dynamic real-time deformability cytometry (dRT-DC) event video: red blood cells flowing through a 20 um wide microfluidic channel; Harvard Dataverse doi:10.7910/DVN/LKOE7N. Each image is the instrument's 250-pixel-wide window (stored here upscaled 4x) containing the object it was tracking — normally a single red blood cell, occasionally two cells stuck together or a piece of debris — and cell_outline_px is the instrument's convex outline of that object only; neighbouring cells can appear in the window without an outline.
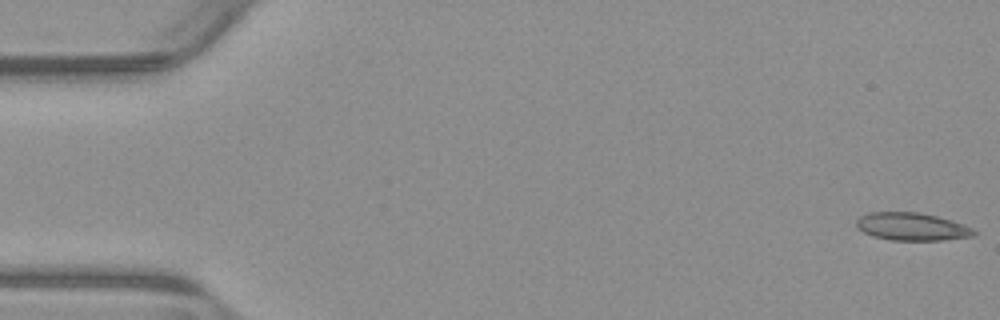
{"species": "common noctule bat (a hibernating species)", "species_latin": "Nyctalus noctula", "temperature_condition": "warm", "stored_images_in_passage": 54, "camera_frame_rate_fps": 3000, "um_per_image_px": 0.085, "animal": {"sex": "male", "body_mass_g": 23.1, "forearm_length_mm": 52.7}, "frame": {"image": 1, "passage_image": 1, "time_ms": 0.0, "image_size_px": [1000, 320], "cell_outline_px": [[980, 232], [976, 236], [940, 240], [888, 240], [872, 236], [856, 228], [856, 220], [860, 216], [868, 212], [920, 212], [952, 220], [964, 224]], "centroid_in_image_um": [77.53, 19.26], "position_along_channel_um": 7.5, "area_um2": 19.31}}
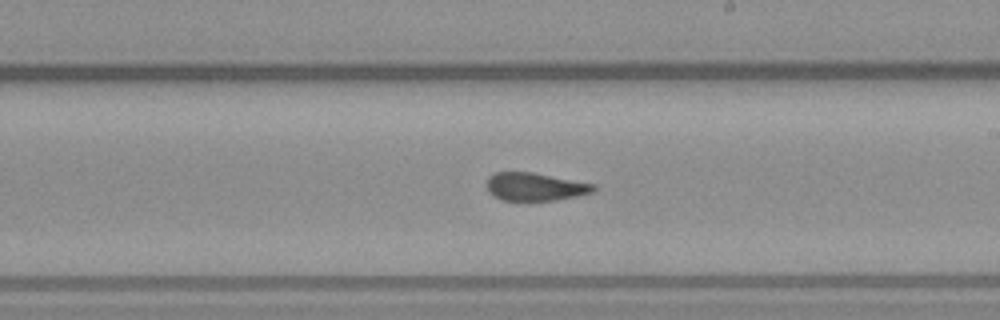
{"frame": {"image": 2, "passage_image": 31, "time_ms": 10.0, "image_size_px": [1000, 320], "cell_outline_px": [[596, 188], [592, 192], [576, 196], [556, 200], [500, 200], [492, 196], [488, 192], [488, 176], [496, 172], [532, 172], [596, 184]], "centroid_in_image_um": [45.47, 15.87], "position_along_channel_um": 243.5, "area_um2": 17.4}}
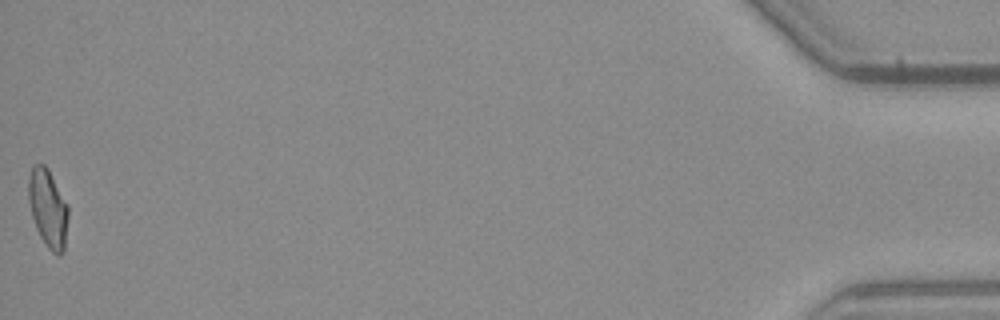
{"frame": {"image": 3, "passage_image": 54, "time_ms": 17.667, "image_size_px": [1000, 320], "cell_outline_px": [[68, 216], [64, 252], [60, 256], [52, 252], [48, 248], [40, 236], [36, 228], [32, 216], [28, 200], [28, 180], [32, 168], [36, 164], [44, 164], [48, 168], [68, 204]], "centroid_in_image_um": [4.09, 17.72], "position_along_channel_um": 431.1, "area_um2": 18.15}, "authors_computed_cell_mechanics": {"area_um2": 18.4671, "velocity_mm_per_s": 3.845, "shape_relaxation_time_tau1_ms": null, "shape_relaxation_time_tau2_ms": 1.8495, "deformation_change_tau1": null, "deformation_change_tau2": 0.073}}